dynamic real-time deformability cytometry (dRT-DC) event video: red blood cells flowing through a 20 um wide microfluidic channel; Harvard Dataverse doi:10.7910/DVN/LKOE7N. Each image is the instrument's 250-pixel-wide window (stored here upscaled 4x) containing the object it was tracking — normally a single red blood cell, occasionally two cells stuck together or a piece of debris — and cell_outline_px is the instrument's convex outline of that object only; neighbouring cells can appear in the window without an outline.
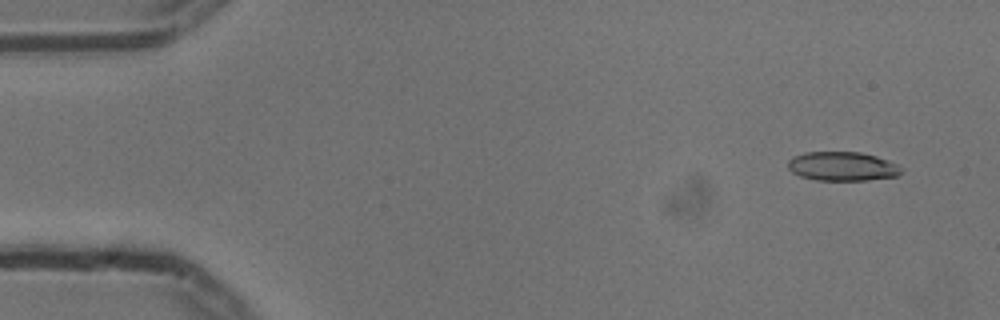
{"species": "common noctule bat (a hibernating species)", "species_latin": "Nyctalus noctula", "temperature_condition": "cold", "stored_images_in_passage": 52, "camera_frame_rate_fps": 3000, "um_per_image_px": 0.085, "animal": {"sex": "male", "body_mass_g": 13.3}, "frame": {"image": 1, "passage_image": 4, "time_ms": 1.0, "image_size_px": [1000, 320], "cell_outline_px": [[904, 172], [896, 176], [868, 180], [816, 180], [800, 176], [792, 172], [788, 168], [788, 160], [792, 156], [804, 152], [860, 152], [876, 156], [888, 160], [904, 168]], "centroid_in_image_um": [71.61, 14.13], "position_along_channel_um": 13.4, "area_um2": 19.36}}
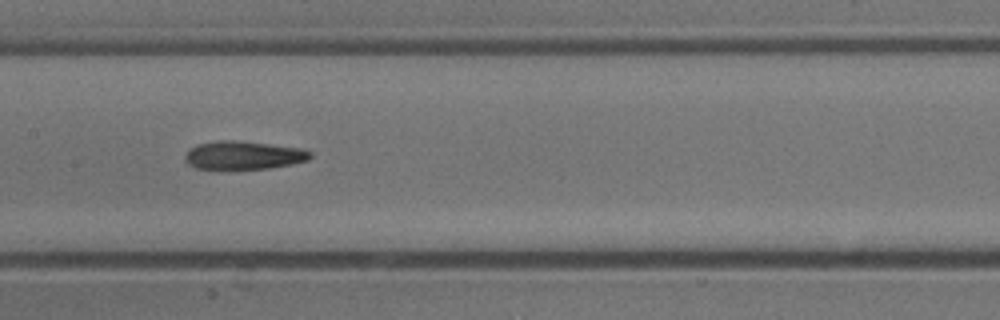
{"frame": {"image": 2, "passage_image": 27, "time_ms": 8.667, "image_size_px": [1000, 320], "cell_outline_px": [[312, 156], [308, 160], [292, 164], [268, 168], [196, 168], [188, 164], [184, 160], [184, 156], [188, 148], [196, 144], [216, 140], [236, 140], [300, 148], [312, 152]], "centroid_in_image_um": [20.66, 13.18], "position_along_channel_um": 186.7, "area_um2": 20.58}}
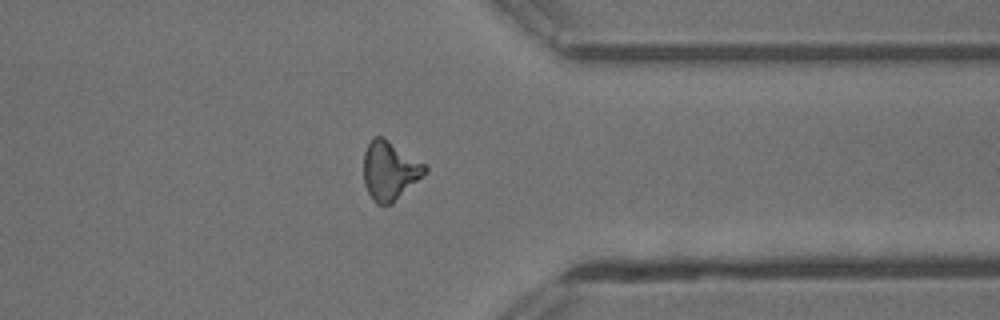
{"frame": {"image": 3, "passage_image": 43, "time_ms": 14.0, "image_size_px": [1000, 320], "cell_outline_px": [[428, 172], [392, 204], [376, 204], [368, 192], [364, 184], [364, 152], [372, 136], [384, 136], [428, 164]], "centroid_in_image_um": [33.17, 14.46], "position_along_channel_um": 378.2, "area_um2": 21.56}}